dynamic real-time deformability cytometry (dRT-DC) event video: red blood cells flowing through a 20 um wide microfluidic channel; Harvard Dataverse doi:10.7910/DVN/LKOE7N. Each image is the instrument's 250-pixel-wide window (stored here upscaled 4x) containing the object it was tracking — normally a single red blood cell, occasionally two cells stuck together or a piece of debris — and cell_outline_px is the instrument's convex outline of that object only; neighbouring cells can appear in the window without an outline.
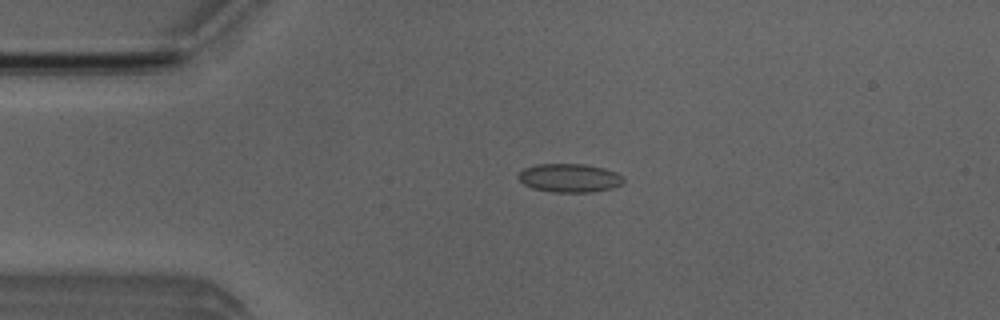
{"species": "Egyptian fruit bat (a non-hibernating species)", "species_latin": "Rousettus aegyptiacus", "temperature_condition": "room temperature", "stored_images_in_passage": 50, "camera_frame_rate_fps": 3000, "um_per_image_px": 0.085, "animal": {"sex": "male"}, "frame": {"image": 1, "passage_image": 10, "time_ms": 3.0, "image_size_px": [1000, 320], "cell_outline_px": [[624, 180], [620, 184], [612, 188], [592, 192], [552, 192], [532, 188], [524, 184], [516, 176], [524, 168], [536, 164], [584, 164], [604, 168], [616, 172], [624, 176]], "centroid_in_image_um": [48.4, 15.12], "position_along_channel_um": 36.6, "area_um2": 17.57}}
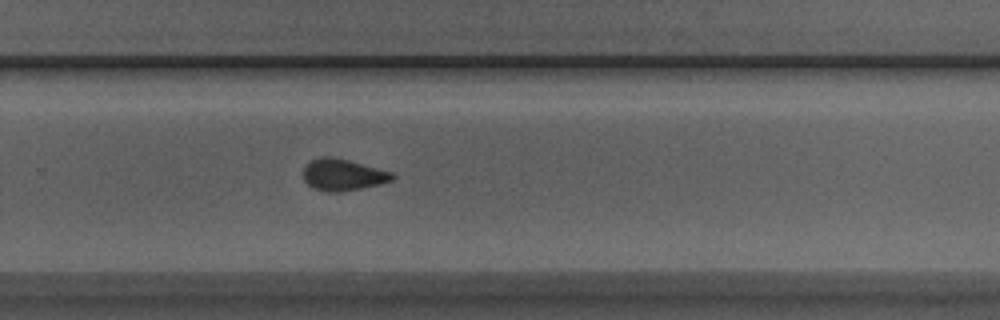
{"frame": {"image": 2, "passage_image": 32, "time_ms": 10.333, "image_size_px": [1000, 320], "cell_outline_px": [[396, 176], [392, 180], [380, 184], [340, 192], [328, 192], [312, 188], [304, 180], [304, 168], [312, 160], [320, 156], [332, 156], [348, 160], [392, 172]], "centroid_in_image_um": [29.14, 14.86], "position_along_channel_um": 300.7, "area_um2": 16.3}}
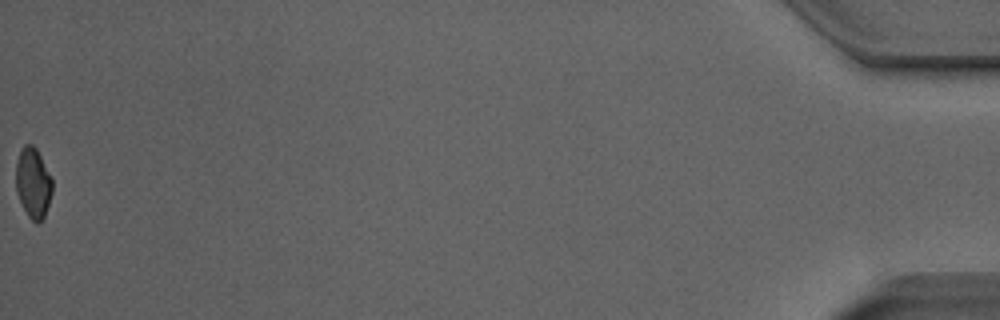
{"frame": {"image": 3, "passage_image": 50, "time_ms": 16.333, "image_size_px": [1000, 320], "cell_outline_px": [[52, 192], [44, 216], [40, 224], [36, 224], [28, 216], [16, 192], [16, 164], [20, 148], [24, 144], [32, 144], [36, 148], [52, 180]], "centroid_in_image_um": [2.8, 15.55], "position_along_channel_um": 432.4, "area_um2": 14.8}, "authors_computed_cell_mechanics": {"area_um2": 16.1551, "velocity_mm_per_s": 4.0073, "shape_relaxation_time_tau1_ms": 8.7302, "shape_relaxation_time_tau2_ms": 1.3478, "deformation_change_tau1": 0.1825, "deformation_change_tau2": 0.0858}}